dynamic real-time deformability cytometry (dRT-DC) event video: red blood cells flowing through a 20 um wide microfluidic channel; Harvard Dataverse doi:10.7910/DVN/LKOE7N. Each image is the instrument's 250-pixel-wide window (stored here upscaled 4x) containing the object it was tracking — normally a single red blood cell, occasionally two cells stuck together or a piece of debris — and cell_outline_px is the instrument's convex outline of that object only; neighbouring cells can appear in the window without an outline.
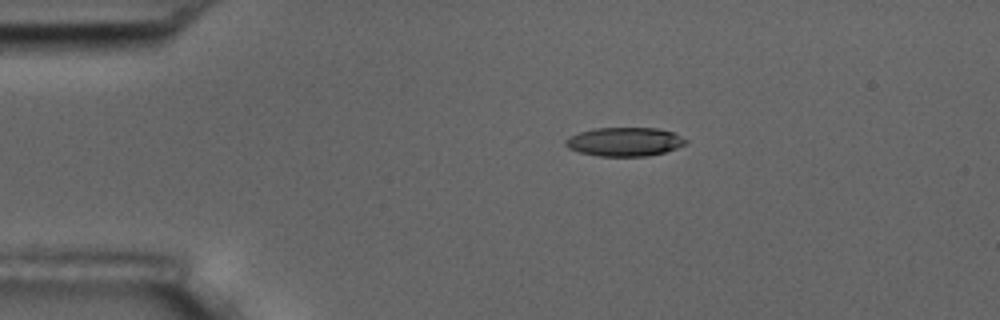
{"species": "common noctule bat (a hibernating species)", "species_latin": "Nyctalus noctula", "temperature_condition": "room temperature", "stored_images_in_passage": 15, "camera_frame_rate_fps": 3000, "um_per_image_px": 0.085, "animal": {"sex": "male", "body_mass_g": 17.5, "forearm_length_mm": 52.3}, "frame": {"image": 1, "passage_image": 3, "time_ms": 3.0, "image_size_px": [1000, 320], "cell_outline_px": [[688, 144], [664, 152], [648, 156], [600, 156], [580, 152], [568, 148], [564, 144], [564, 140], [568, 136], [580, 132], [596, 128], [656, 128], [672, 132], [688, 140]], "centroid_in_image_um": [53.08, 12.05], "position_along_channel_um": 31.9, "area_um2": 20.17}}
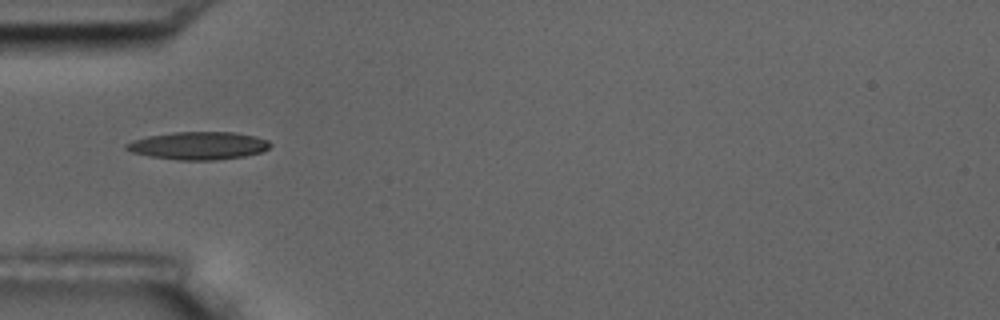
{"frame": {"image": 2, "passage_image": 5, "time_ms": 5.333, "image_size_px": [1000, 320], "cell_outline_px": [[272, 144], [268, 148], [260, 152], [244, 156], [216, 160], [176, 160], [148, 156], [132, 152], [124, 148], [124, 144], [132, 140], [148, 136], [172, 132], [232, 132], [256, 136], [268, 140]], "centroid_in_image_um": [16.84, 12.38], "position_along_channel_um": 68.2, "area_um2": 23.41}}
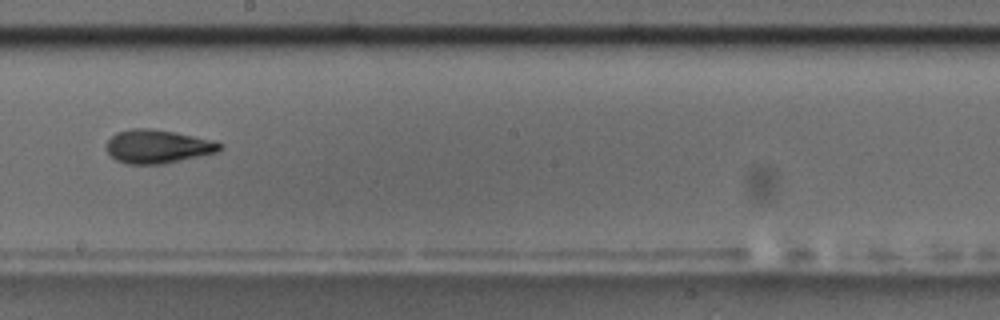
{"frame": {"image": 3, "passage_image": 9, "time_ms": 10.0, "image_size_px": [1000, 320], "cell_outline_px": [[224, 144], [220, 152], [164, 164], [128, 164], [116, 160], [104, 148], [104, 144], [116, 132], [132, 128], [152, 128], [176, 132], [216, 140]], "centroid_in_image_um": [13.44, 12.44], "position_along_channel_um": 234.8, "area_um2": 22.72}, "authors_computed_cell_mechanics": {"area_um2": 21.2126, "velocity_mm_per_s": 3.5714, "shape_relaxation_time_tau1_ms": 7.6758, "shape_relaxation_time_tau2_ms": null, "deformation_change_tau1": 0.2181, "deformation_change_tau2": null}}